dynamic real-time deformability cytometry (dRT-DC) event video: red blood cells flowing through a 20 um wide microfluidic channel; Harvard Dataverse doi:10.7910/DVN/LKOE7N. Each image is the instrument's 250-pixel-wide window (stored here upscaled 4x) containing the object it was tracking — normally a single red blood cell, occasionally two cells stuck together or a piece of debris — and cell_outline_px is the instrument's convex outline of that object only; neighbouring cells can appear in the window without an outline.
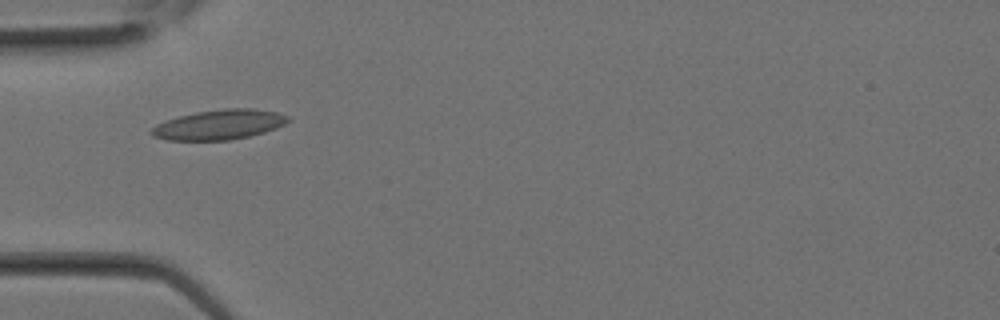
{"species": "Egyptian fruit bat (a non-hibernating species)", "species_latin": "Rousettus aegyptiacus", "temperature_condition": "room temperature", "stored_images_in_passage": 24, "camera_frame_rate_fps": 3000, "um_per_image_px": 0.085, "animal": {"sex": "female"}, "frame": {"image": 1, "passage_image": 4, "time_ms": 1.0, "image_size_px": [1000, 320], "cell_outline_px": [[292, 120], [276, 128], [264, 132], [248, 136], [228, 140], [168, 140], [152, 136], [148, 132], [156, 124], [180, 116], [196, 112], [224, 108], [252, 108], [276, 112], [288, 116]], "centroid_in_image_um": [18.63, 10.59], "position_along_channel_um": 66.4, "area_um2": 23.7}}
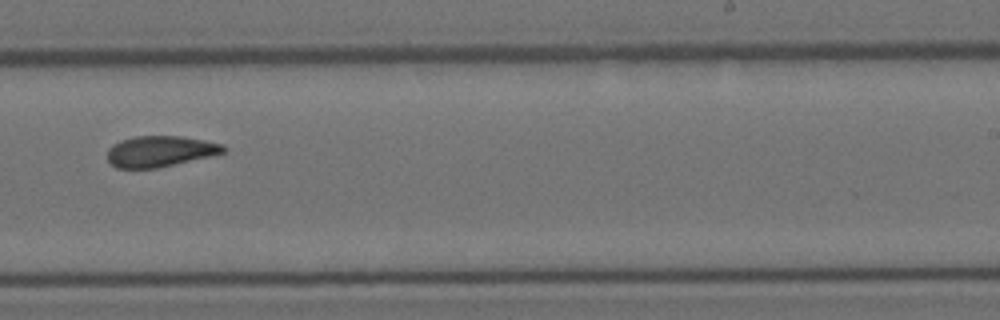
{"frame": {"image": 2, "passage_image": 13, "time_ms": 4.0, "image_size_px": [1000, 320], "cell_outline_px": [[228, 148], [224, 152], [212, 156], [156, 168], [116, 168], [108, 160], [108, 148], [112, 144], [120, 140], [136, 136], [180, 136], [224, 144]], "centroid_in_image_um": [13.61, 12.86], "position_along_channel_um": 275.4, "area_um2": 20.92}}
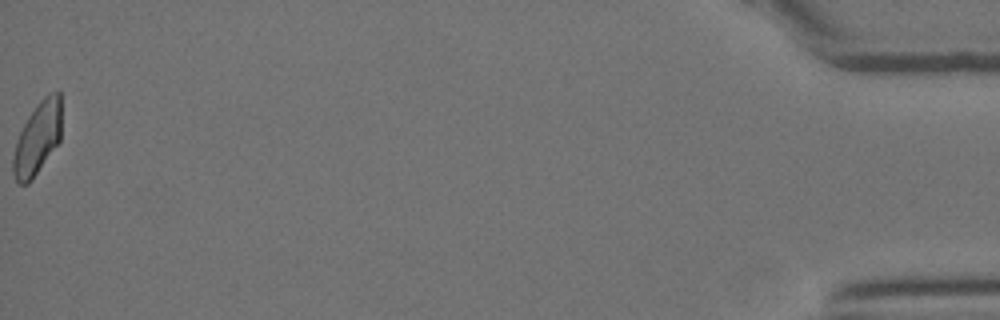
{"frame": {"image": 3, "passage_image": 24, "time_ms": 7.667, "image_size_px": [1000, 320], "cell_outline_px": [[60, 140], [32, 180], [28, 184], [20, 184], [16, 180], [12, 172], [12, 156], [16, 140], [28, 116], [36, 104], [48, 92], [60, 92]], "centroid_in_image_um": [3.16, 11.76], "position_along_channel_um": 432.0, "area_um2": 20.4}}